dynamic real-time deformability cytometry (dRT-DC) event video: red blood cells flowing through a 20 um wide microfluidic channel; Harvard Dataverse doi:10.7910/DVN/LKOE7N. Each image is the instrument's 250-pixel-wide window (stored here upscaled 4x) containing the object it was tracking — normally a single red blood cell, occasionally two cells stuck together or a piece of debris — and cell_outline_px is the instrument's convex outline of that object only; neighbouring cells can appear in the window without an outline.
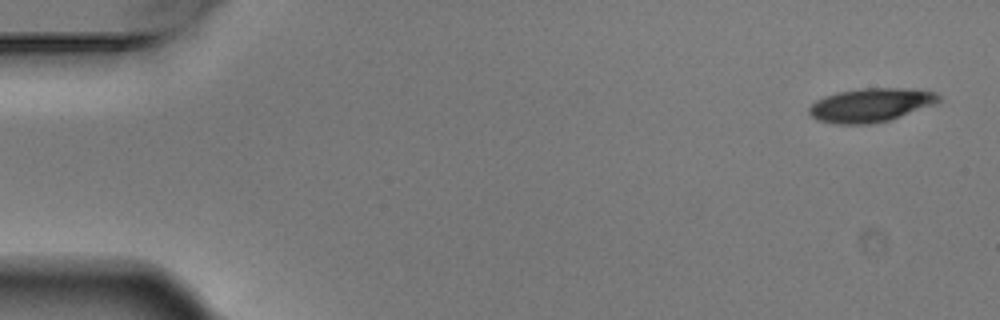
{"species": "Egyptian fruit bat (a non-hibernating species)", "species_latin": "Rousettus aegyptiacus", "temperature_condition": "warm", "stored_images_in_passage": 5, "camera_frame_rate_fps": 3000, "um_per_image_px": 0.085, "animal": {"sex": "male"}, "frame": {"image": 1, "passage_image": 1, "time_ms": 0.0, "image_size_px": [1000, 320], "cell_outline_px": [[940, 100], [932, 104], [888, 120], [872, 124], [836, 124], [816, 120], [808, 112], [808, 108], [816, 100], [824, 96], [836, 92], [860, 88], [916, 88], [936, 92], [940, 96]], "centroid_in_image_um": [73.96, 8.91], "position_along_channel_um": 11.0, "area_um2": 25.43}}
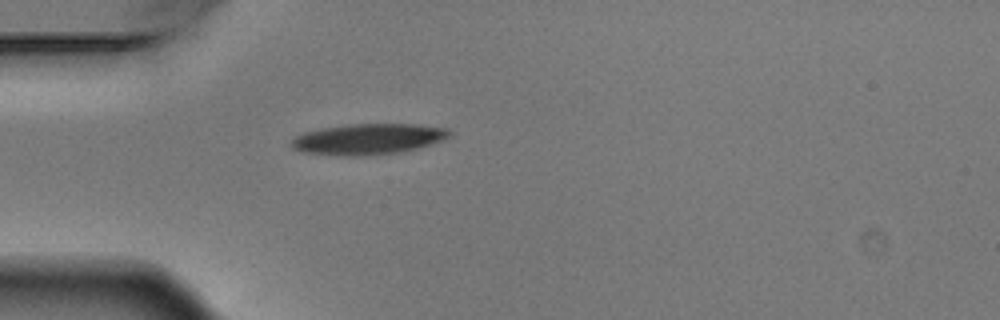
{"frame": {"image": 2, "passage_image": 5, "time_ms": 1.333, "image_size_px": [1000, 320], "cell_outline_px": [[452, 136], [444, 140], [404, 152], [356, 156], [340, 156], [304, 152], [292, 148], [292, 140], [296, 136], [304, 132], [324, 128], [352, 124], [412, 124], [448, 128], [452, 132]], "centroid_in_image_um": [31.35, 11.83], "position_along_channel_um": 53.7, "area_um2": 28.38}}